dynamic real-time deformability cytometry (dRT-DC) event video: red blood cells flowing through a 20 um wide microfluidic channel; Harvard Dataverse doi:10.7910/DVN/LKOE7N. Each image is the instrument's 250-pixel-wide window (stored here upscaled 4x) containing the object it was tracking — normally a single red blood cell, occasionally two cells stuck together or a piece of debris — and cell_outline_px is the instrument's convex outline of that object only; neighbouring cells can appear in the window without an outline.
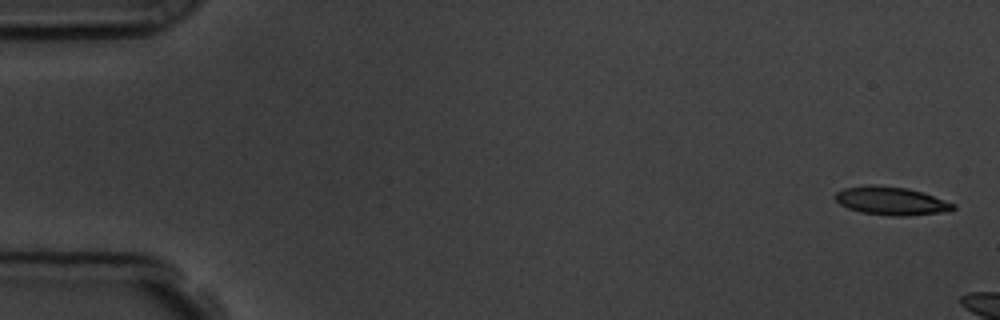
{"species": "common noctule bat (a hibernating species)", "species_latin": "Nyctalus noctula", "temperature_condition": "room temperature", "stored_images_in_passage": 5, "camera_frame_rate_fps": 3000, "um_per_image_px": 0.085, "animal": {"sex": "male", "body_mass_g": 19.5, "forearm_length_mm": 54.6}, "frame": {"image": 1, "passage_image": 1, "time_ms": 0.0, "image_size_px": [1000, 320], "cell_outline_px": [[956, 208], [940, 212], [908, 216], [892, 216], [860, 212], [848, 208], [840, 204], [832, 196], [836, 192], [844, 188], [868, 184], [872, 184], [908, 188], [956, 204]], "centroid_in_image_um": [75.68, 17.07], "position_along_channel_um": 9.3, "area_um2": 19.36}}